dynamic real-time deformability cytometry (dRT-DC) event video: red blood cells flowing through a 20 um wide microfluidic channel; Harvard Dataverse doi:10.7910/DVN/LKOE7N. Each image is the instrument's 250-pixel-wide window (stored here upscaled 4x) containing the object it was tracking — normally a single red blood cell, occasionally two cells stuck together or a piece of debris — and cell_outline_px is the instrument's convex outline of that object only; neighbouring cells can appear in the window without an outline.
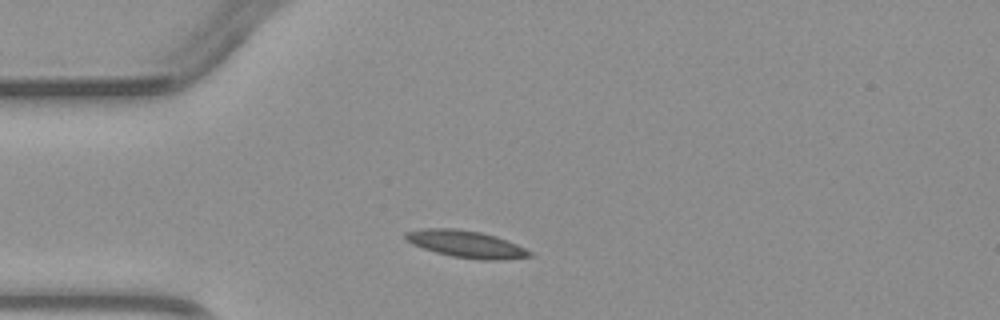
{"species": "common noctule bat (a hibernating species)", "species_latin": "Nyctalus noctula", "temperature_condition": "warm", "stored_images_in_passage": 2, "camera_frame_rate_fps": 3000, "um_per_image_px": 0.085, "animal": {"sex": "male", "body_mass_g": 23.1, "forearm_length_mm": 52.7}, "frame": {"image": 1, "passage_image": 1, "time_ms": 0.0, "image_size_px": [1000, 320], "cell_outline_px": [[532, 256], [504, 260], [480, 260], [452, 256], [436, 252], [412, 244], [404, 240], [404, 232], [424, 228], [456, 228], [480, 232], [496, 236], [516, 244], [532, 252]], "centroid_in_image_um": [39.59, 20.74], "position_along_channel_um": 45.4, "area_um2": 19.59}}